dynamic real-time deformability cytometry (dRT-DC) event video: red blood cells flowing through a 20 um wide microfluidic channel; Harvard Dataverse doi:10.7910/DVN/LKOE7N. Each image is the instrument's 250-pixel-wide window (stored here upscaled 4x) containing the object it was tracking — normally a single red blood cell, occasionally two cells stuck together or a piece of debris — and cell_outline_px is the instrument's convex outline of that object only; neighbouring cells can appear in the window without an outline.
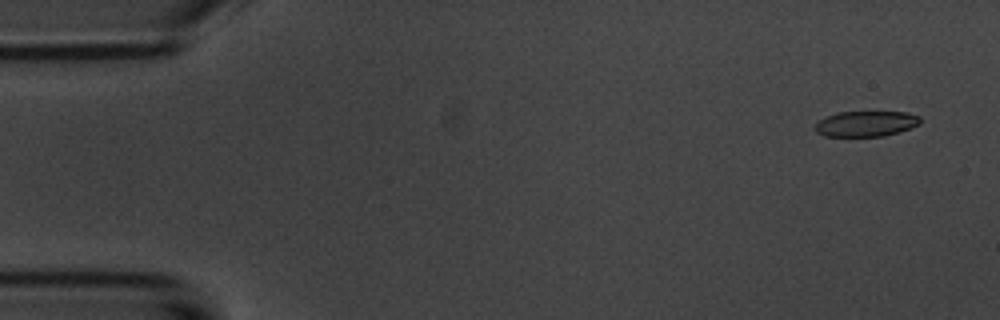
{"species": "common noctule bat (a hibernating species)", "species_latin": "Nyctalus noctula", "temperature_condition": "room temperature", "stored_images_in_passage": 54, "camera_frame_rate_fps": 3000, "um_per_image_px": 0.085, "animal": {"sex": "male", "body_mass_g": 20.1, "forearm_length_mm": 53.5}, "frame": {"image": 1, "passage_image": 3, "time_ms": 0.667, "image_size_px": [1000, 320], "cell_outline_px": [[920, 124], [912, 128], [900, 132], [884, 136], [824, 136], [816, 132], [812, 128], [824, 116], [836, 112], [908, 112], [920, 116]], "centroid_in_image_um": [73.6, 10.52], "position_along_channel_um": 11.4, "area_um2": 15.9}}
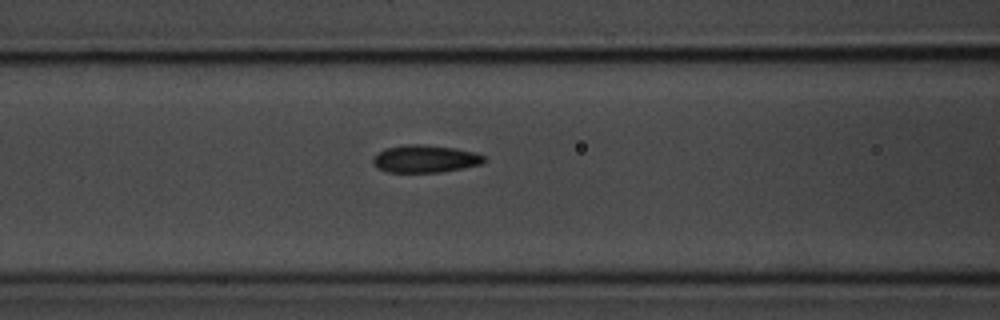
{"frame": {"image": 2, "passage_image": 22, "time_ms": 7.0, "image_size_px": [1000, 320], "cell_outline_px": [[488, 160], [484, 164], [444, 172], [388, 172], [376, 168], [372, 164], [372, 156], [376, 152], [384, 148], [408, 144], [424, 144], [456, 148], [476, 152], [484, 156]], "centroid_in_image_um": [36.14, 13.5], "position_along_channel_um": 130.5, "area_um2": 18.38}}
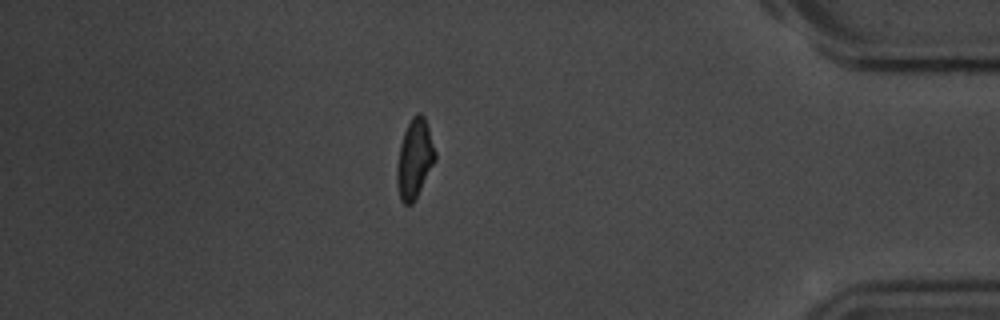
{"frame": {"image": 3, "passage_image": 47, "time_ms": 15.333, "image_size_px": [1000, 320], "cell_outline_px": [[436, 160], [412, 204], [404, 204], [400, 200], [396, 184], [396, 164], [400, 144], [404, 132], [412, 116], [416, 112], [420, 112], [424, 116], [436, 152]], "centroid_in_image_um": [35.22, 13.49], "position_along_channel_um": 400.0, "area_um2": 17.69}, "authors_computed_cell_mechanics": {"area_um2": 17.4845, "velocity_mm_per_s": 3.7003, "shape_relaxation_time_tau1_ms": 3.1808, "shape_relaxation_time_tau2_ms": 3.5591, "deformation_change_tau1": 0.1047, "deformation_change_tau2": 0.083}}